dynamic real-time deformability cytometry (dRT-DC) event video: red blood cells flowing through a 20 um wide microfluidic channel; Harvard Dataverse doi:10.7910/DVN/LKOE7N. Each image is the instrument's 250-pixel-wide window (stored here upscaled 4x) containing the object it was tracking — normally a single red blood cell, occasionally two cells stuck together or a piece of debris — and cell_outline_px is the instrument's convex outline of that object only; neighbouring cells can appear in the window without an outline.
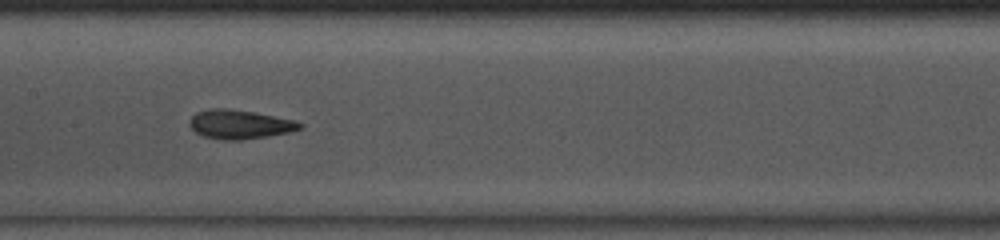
{"species": "common noctule bat (a hibernating species)", "species_latin": "Nyctalus noctula", "temperature_condition": "room temperature", "stored_images_in_passage": 35, "camera_frame_rate_fps": 3000, "um_per_image_px": 0.085, "animal": {"sex": "male", "body_mass_g": 13.0, "forearm_length_mm": 53.1}, "frame": {"image": 1, "passage_image": 11, "time_ms": 3.333, "image_size_px": [1000, 240], "cell_outline_px": [[304, 128], [288, 132], [268, 136], [240, 140], [224, 140], [204, 136], [196, 132], [188, 124], [188, 120], [196, 112], [212, 108], [228, 108], [252, 112], [292, 120], [304, 124]], "centroid_in_image_um": [20.34, 10.57], "position_along_channel_um": 187.1, "area_um2": 18.5}, "authors_computed_cell_mechanics": {"area_um2": 18.496, "velocity_mm_per_s": 4.0711, "shape_relaxation_time_tau1_ms": 3.5085, "shape_relaxation_time_tau2_ms": 2.3214, "deformation_change_tau1": 0.1476, "deformation_change_tau2": 0.0663}}